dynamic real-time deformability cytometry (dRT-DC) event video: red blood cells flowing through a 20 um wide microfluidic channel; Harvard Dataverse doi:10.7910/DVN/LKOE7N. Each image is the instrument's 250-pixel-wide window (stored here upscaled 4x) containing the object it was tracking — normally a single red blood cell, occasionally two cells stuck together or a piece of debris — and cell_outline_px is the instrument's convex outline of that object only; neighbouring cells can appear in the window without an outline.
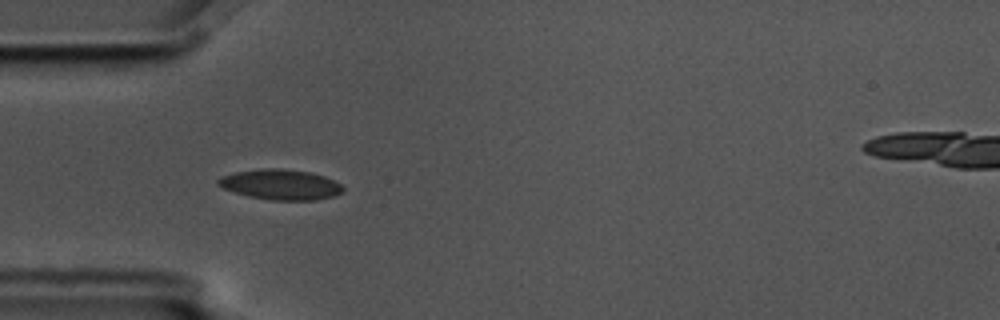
{"species": "common noctule bat (a hibernating species)", "species_latin": "Nyctalus noctula", "temperature_condition": "cold", "stored_images_in_passage": 3, "camera_frame_rate_fps": 3000, "um_per_image_px": 0.085, "animal": {"sex": "male", "body_mass_g": 17.5, "forearm_length_mm": 52.3}, "frame": {"image": 1, "passage_image": 2, "time_ms": 0.333, "image_size_px": [1000, 320], "cell_outline_px": [[344, 192], [332, 196], [316, 200], [272, 200], [248, 196], [224, 188], [216, 184], [216, 180], [220, 176], [236, 172], [264, 168], [280, 168], [308, 172], [324, 176], [340, 184], [344, 188]], "centroid_in_image_um": [23.84, 15.68], "position_along_channel_um": 61.2, "area_um2": 21.91}}